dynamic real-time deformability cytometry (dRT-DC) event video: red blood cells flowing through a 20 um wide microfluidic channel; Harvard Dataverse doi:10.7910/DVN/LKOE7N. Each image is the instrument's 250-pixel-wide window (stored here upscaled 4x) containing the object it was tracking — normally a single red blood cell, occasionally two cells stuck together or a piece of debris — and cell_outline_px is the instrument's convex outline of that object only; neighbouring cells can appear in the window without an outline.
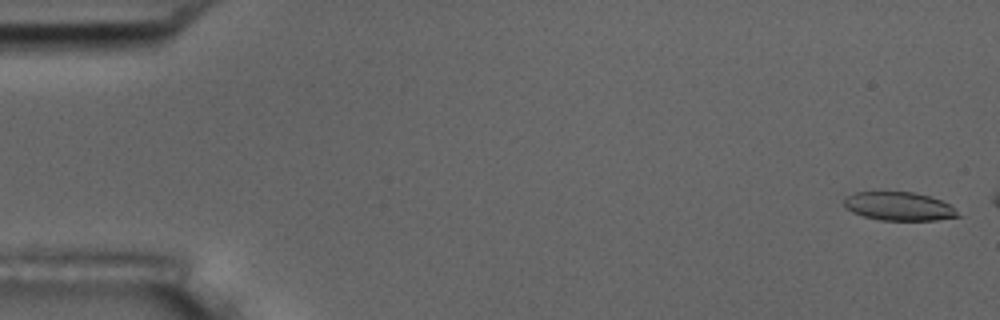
{"species": "common noctule bat (a hibernating species)", "species_latin": "Nyctalus noctula", "temperature_condition": "room temperature", "stored_images_in_passage": 6, "camera_frame_rate_fps": 3000, "um_per_image_px": 0.085, "animal": {"sex": "male", "body_mass_g": 17.5, "forearm_length_mm": 52.3}, "frame": {"image": 1, "passage_image": 1, "time_ms": 0.0, "image_size_px": [1000, 320], "cell_outline_px": [[964, 216], [936, 220], [880, 220], [864, 216], [852, 212], [844, 204], [844, 196], [856, 192], [912, 192], [928, 196], [940, 200], [948, 204]], "centroid_in_image_um": [76.42, 17.54], "position_along_channel_um": 8.6, "area_um2": 18.84}}
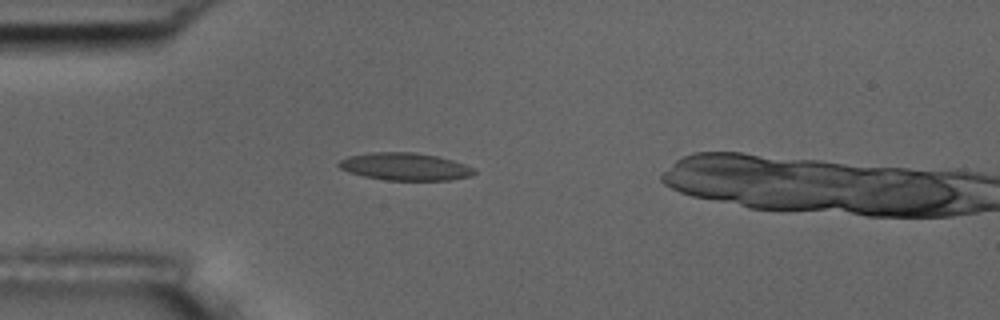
{"frame": {"image": 2, "passage_image": 5, "time_ms": 4.667, "image_size_px": [1000, 320], "cell_outline_px": [[476, 172], [472, 176], [452, 180], [384, 180], [364, 176], [348, 172], [340, 168], [336, 164], [340, 160], [348, 156], [368, 152], [416, 152], [436, 156], [452, 160], [464, 164], [472, 168]], "centroid_in_image_um": [34.4, 14.16], "position_along_channel_um": 50.6, "area_um2": 21.79}}